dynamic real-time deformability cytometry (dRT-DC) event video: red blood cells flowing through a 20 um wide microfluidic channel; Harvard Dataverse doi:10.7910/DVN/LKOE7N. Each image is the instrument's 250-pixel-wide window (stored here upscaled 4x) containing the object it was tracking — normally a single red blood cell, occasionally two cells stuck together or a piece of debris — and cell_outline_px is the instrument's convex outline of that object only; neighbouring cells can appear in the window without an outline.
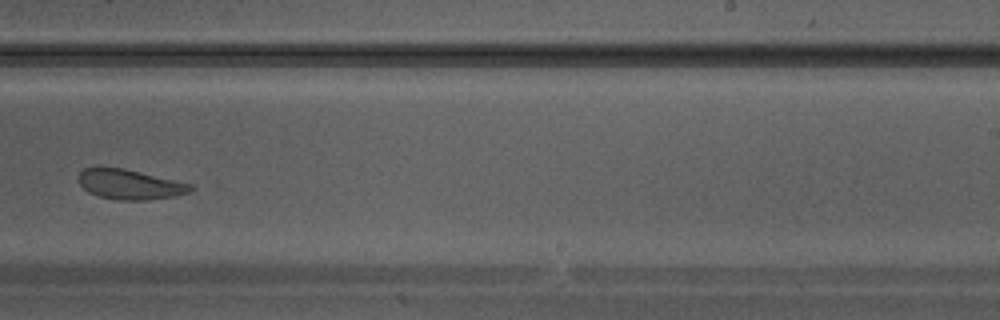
{"species": "Egyptian fruit bat (a non-hibernating species)", "species_latin": "Rousettus aegyptiacus", "temperature_condition": "warm", "stored_images_in_passage": 34, "camera_frame_rate_fps": 3000, "um_per_image_px": 0.085, "animal": {"sex": "male"}, "frame": {"image": 1, "passage_image": 20, "time_ms": 6.333, "image_size_px": [1000, 320], "cell_outline_px": [[196, 188], [188, 192], [176, 196], [144, 200], [116, 200], [100, 196], [88, 192], [80, 184], [76, 176], [84, 168], [124, 168], [192, 184]], "centroid_in_image_um": [11.04, 15.68], "position_along_channel_um": 278.0, "area_um2": 19.48}}